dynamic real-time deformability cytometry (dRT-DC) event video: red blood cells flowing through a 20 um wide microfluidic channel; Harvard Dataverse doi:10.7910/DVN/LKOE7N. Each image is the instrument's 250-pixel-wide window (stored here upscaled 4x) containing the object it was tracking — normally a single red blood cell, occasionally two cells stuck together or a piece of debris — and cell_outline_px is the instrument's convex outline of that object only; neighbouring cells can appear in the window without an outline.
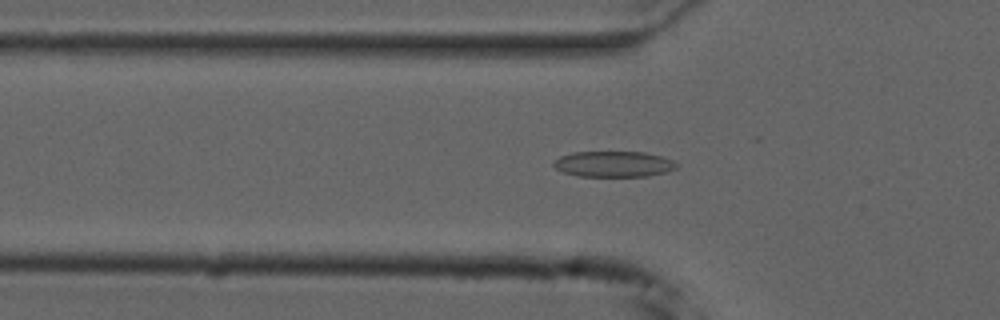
{"species": "common noctule bat (a hibernating species)", "species_latin": "Nyctalus noctula", "temperature_condition": "cold", "stored_images_in_passage": 55, "camera_frame_rate_fps": 3000, "um_per_image_px": 0.085, "animal": {"sex": "male", "forearm_length_mm": 52.5}, "frame": {"image": 1, "passage_image": 18, "time_ms": 5.667, "image_size_px": [1000, 320], "cell_outline_px": [[680, 164], [676, 168], [668, 172], [648, 176], [580, 176], [564, 172], [556, 168], [552, 164], [560, 156], [572, 152], [644, 152], [660, 156], [672, 160]], "centroid_in_image_um": [52.2, 13.94], "position_along_channel_um": 73.6, "area_um2": 18.44}}
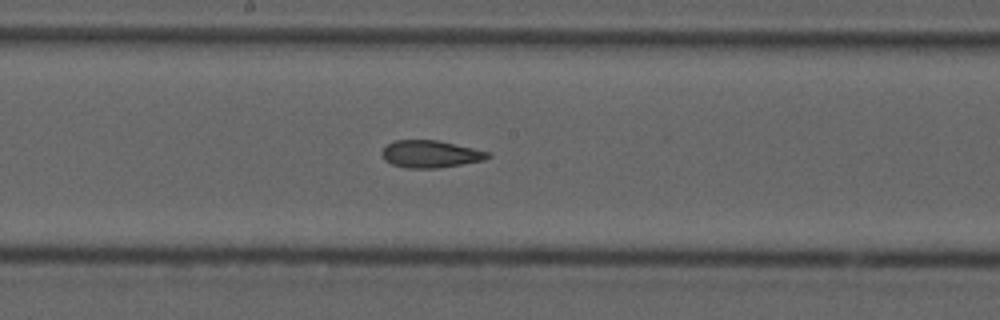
{"frame": {"image": 2, "passage_image": 29, "time_ms": 9.333, "image_size_px": [1000, 320], "cell_outline_px": [[492, 156], [484, 160], [436, 168], [404, 168], [392, 164], [384, 160], [380, 152], [388, 144], [396, 140], [440, 140], [492, 152]], "centroid_in_image_um": [36.61, 13.08], "position_along_channel_um": 211.6, "area_um2": 16.99}}
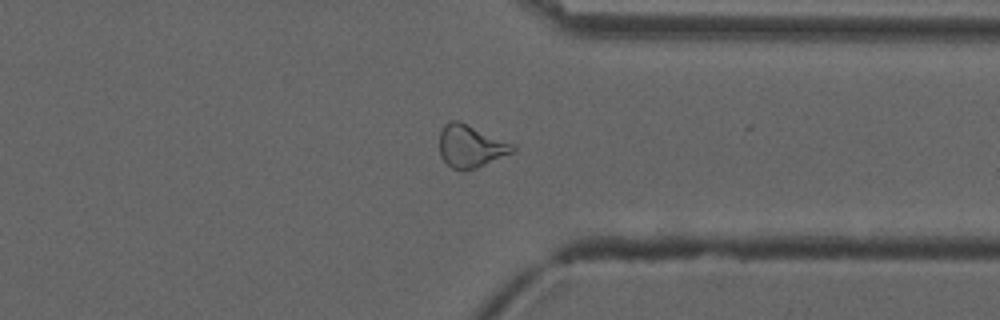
{"frame": {"image": 3, "passage_image": 42, "time_ms": 13.667, "image_size_px": [1000, 320], "cell_outline_px": [[516, 148], [512, 152], [476, 168], [464, 172], [460, 172], [452, 168], [440, 156], [440, 128], [444, 124], [452, 120], [460, 120], [516, 144]], "centroid_in_image_um": [40.0, 12.41], "position_along_channel_um": 371.4, "area_um2": 18.5}, "authors_computed_cell_mechanics": {"area_um2": 19.074, "velocity_mm_per_s": 3.7401, "shape_relaxation_time_tau1_ms": null, "shape_relaxation_time_tau2_ms": 3.3486, "deformation_change_tau1": null, "deformation_change_tau2": 0.121}}